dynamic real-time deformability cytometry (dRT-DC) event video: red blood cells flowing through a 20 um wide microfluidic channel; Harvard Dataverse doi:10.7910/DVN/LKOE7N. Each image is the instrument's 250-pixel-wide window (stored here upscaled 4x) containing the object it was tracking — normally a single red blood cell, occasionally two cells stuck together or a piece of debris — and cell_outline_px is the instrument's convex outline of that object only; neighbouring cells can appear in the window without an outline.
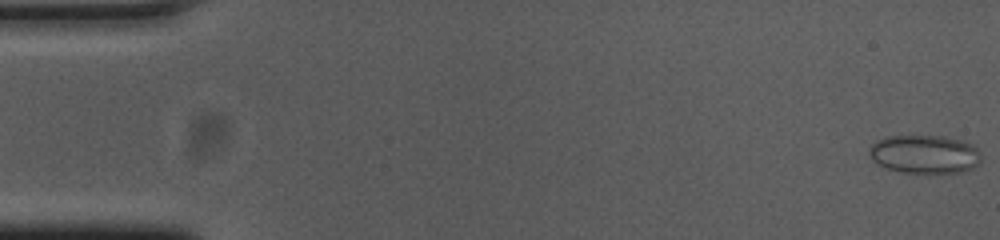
{"species": "common noctule bat (a hibernating species)", "species_latin": "Nyctalus noctula", "temperature_condition": "cold", "stored_images_in_passage": 45, "camera_frame_rate_fps": 3000, "um_per_image_px": 0.085, "animal": {"sex": "female", "body_mass_g": 23.0, "forearm_length_mm": 53.4}, "frame": {"image": 1, "passage_image": 1, "time_ms": 0.0, "image_size_px": [1000, 240], "cell_outline_px": [[980, 164], [964, 172], [924, 176], [900, 172], [888, 168], [872, 160], [868, 152], [872, 144], [876, 140], [888, 136], [944, 136], [960, 140], [972, 144], [980, 152]], "centroid_in_image_um": [78.62, 13.16], "position_along_channel_um": 6.4, "area_um2": 25.89}}